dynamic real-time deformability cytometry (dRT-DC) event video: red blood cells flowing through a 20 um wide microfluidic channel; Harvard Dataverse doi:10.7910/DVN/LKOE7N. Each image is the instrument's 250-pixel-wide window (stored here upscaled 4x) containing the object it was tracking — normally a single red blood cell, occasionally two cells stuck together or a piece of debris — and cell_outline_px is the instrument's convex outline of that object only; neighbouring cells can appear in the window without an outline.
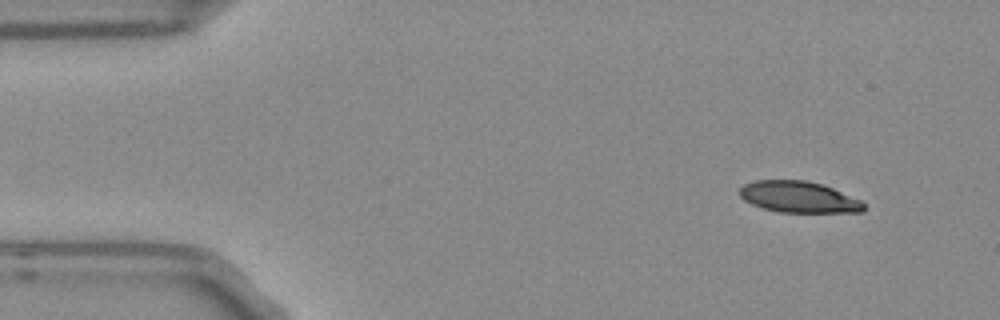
{"species": "Egyptian fruit bat (a non-hibernating species)", "species_latin": "Rousettus aegyptiacus", "temperature_condition": "room temperature", "stored_images_in_passage": 6, "camera_frame_rate_fps": 3000, "um_per_image_px": 0.085, "frame": {"image": 1, "passage_image": 1, "time_ms": 0.0, "image_size_px": [1000, 320], "cell_outline_px": [[864, 208], [860, 212], [780, 212], [764, 208], [752, 204], [744, 200], [740, 196], [740, 188], [744, 184], [752, 180], [804, 180], [824, 184], [860, 200], [864, 204]], "centroid_in_image_um": [67.87, 16.73], "position_along_channel_um": 17.1, "area_um2": 22.54}}
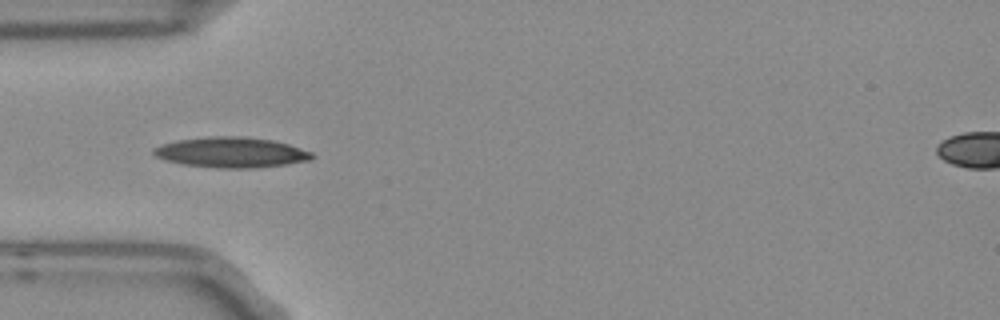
{"frame": {"image": 2, "passage_image": 4, "time_ms": 1.0, "image_size_px": [1000, 320], "cell_outline_px": [[316, 156], [312, 160], [284, 164], [252, 168], [220, 168], [184, 164], [168, 160], [156, 156], [152, 152], [152, 148], [176, 140], [212, 136], [240, 136], [272, 140], [288, 144], [312, 152]], "centroid_in_image_um": [19.68, 12.95], "position_along_channel_um": 65.3, "area_um2": 27.8}}
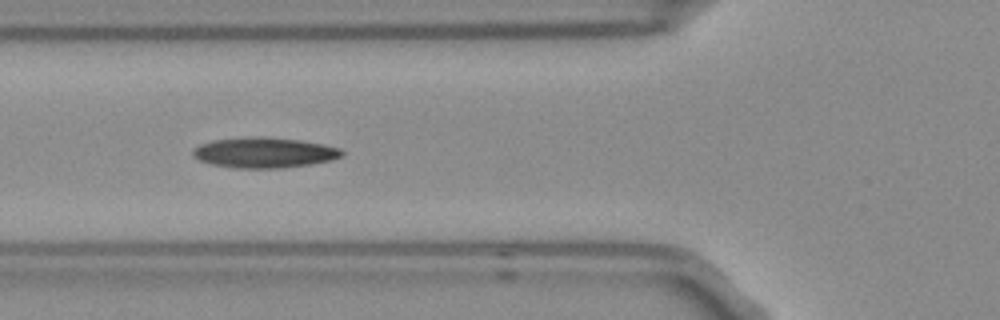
{"frame": {"image": 3, "passage_image": 5, "time_ms": 1.333, "image_size_px": [1000, 320], "cell_outline_px": [[344, 156], [332, 160], [312, 164], [280, 168], [232, 168], [208, 164], [192, 156], [192, 148], [200, 144], [212, 140], [252, 136], [256, 136], [300, 140], [324, 144], [340, 148], [344, 152]], "centroid_in_image_um": [22.44, 12.97], "position_along_channel_um": 103.4, "area_um2": 26.76}}